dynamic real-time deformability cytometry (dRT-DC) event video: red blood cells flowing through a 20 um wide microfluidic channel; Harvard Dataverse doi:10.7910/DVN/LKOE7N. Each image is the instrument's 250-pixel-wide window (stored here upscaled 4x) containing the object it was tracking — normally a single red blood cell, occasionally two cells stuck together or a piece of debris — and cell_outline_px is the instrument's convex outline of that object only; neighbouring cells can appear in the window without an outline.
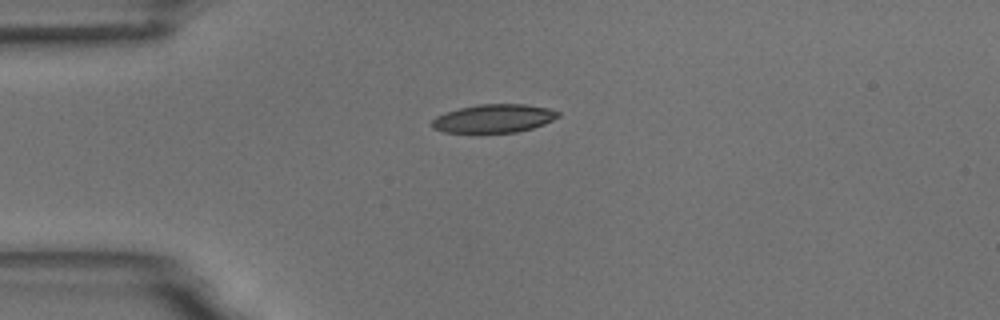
{"species": "common noctule bat (a hibernating species)", "species_latin": "Nyctalus noctula", "temperature_condition": "room temperature", "stored_images_in_passage": 1, "camera_frame_rate_fps": 3000, "um_per_image_px": 0.085, "animal": {"sex": "male", "body_mass_g": 18.8}, "frame": {"image": 1, "passage_image": 1, "time_ms": 0.0, "image_size_px": [1000, 320], "cell_outline_px": [[560, 116], [544, 124], [532, 128], [516, 132], [444, 132], [432, 128], [432, 120], [436, 116], [444, 112], [460, 108], [480, 104], [524, 104], [548, 108], [560, 112]], "centroid_in_image_um": [41.97, 10.06], "position_along_channel_um": 43.0, "area_um2": 20.75}}